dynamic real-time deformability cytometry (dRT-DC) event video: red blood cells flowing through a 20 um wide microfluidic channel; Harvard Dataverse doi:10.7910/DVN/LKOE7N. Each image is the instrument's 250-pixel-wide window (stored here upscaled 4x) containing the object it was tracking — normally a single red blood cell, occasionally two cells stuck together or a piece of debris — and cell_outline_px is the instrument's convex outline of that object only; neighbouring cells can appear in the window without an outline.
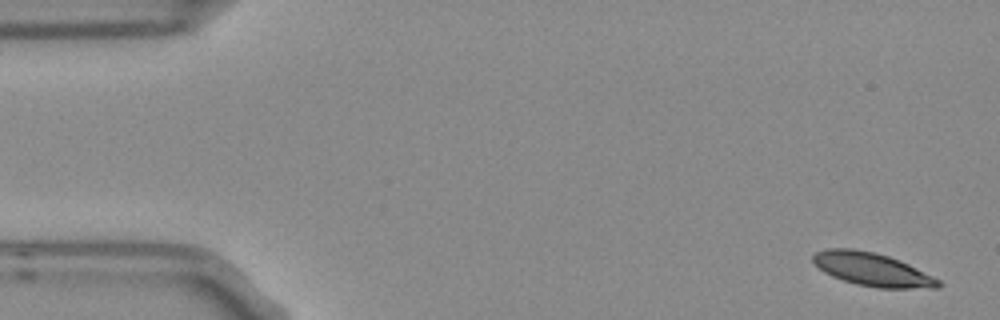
{"species": "Egyptian fruit bat (a non-hibernating species)", "species_latin": "Rousettus aegyptiacus", "temperature_condition": "room temperature", "stored_images_in_passage": 2, "camera_frame_rate_fps": 3000, "um_per_image_px": 0.085, "frame": {"image": 1, "passage_image": 1, "time_ms": 0.0, "image_size_px": [1000, 320], "cell_outline_px": [[944, 284], [940, 288], [880, 288], [856, 284], [832, 276], [824, 272], [812, 260], [812, 256], [816, 252], [828, 248], [852, 248], [876, 252], [900, 260], [940, 280]], "centroid_in_image_um": [74.16, 22.9], "position_along_channel_um": 10.8, "area_um2": 24.22}}